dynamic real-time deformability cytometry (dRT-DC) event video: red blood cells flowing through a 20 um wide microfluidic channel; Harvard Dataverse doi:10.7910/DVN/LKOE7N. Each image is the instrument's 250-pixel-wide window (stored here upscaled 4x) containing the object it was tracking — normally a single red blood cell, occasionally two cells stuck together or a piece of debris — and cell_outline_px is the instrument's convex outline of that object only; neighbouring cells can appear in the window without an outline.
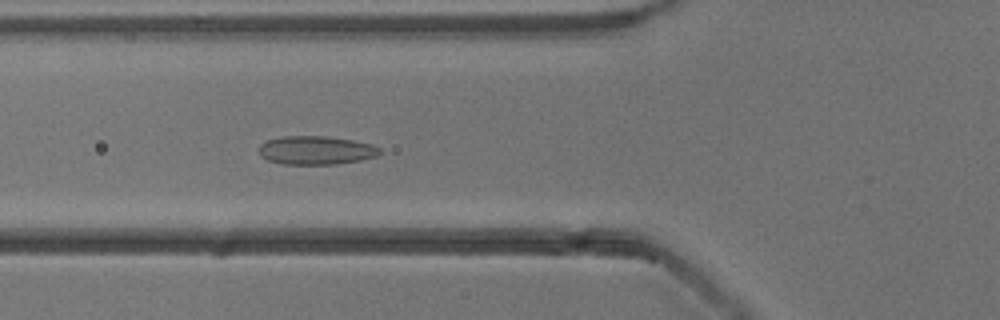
{"species": "common noctule bat (a hibernating species)", "species_latin": "Nyctalus noctula", "temperature_condition": "cold", "stored_images_in_passage": 54, "camera_frame_rate_fps": 3000, "um_per_image_px": 0.085, "animal": {"sex": "male", "body_mass_g": 13.3}, "frame": {"image": 1, "passage_image": 20, "time_ms": 6.333, "image_size_px": [1000, 320], "cell_outline_px": [[380, 152], [376, 156], [360, 160], [336, 164], [284, 164], [268, 160], [260, 156], [260, 144], [268, 140], [280, 136], [328, 136], [352, 140], [372, 144], [380, 148]], "centroid_in_image_um": [26.85, 12.77], "position_along_channel_um": 98.9, "area_um2": 20.06}}
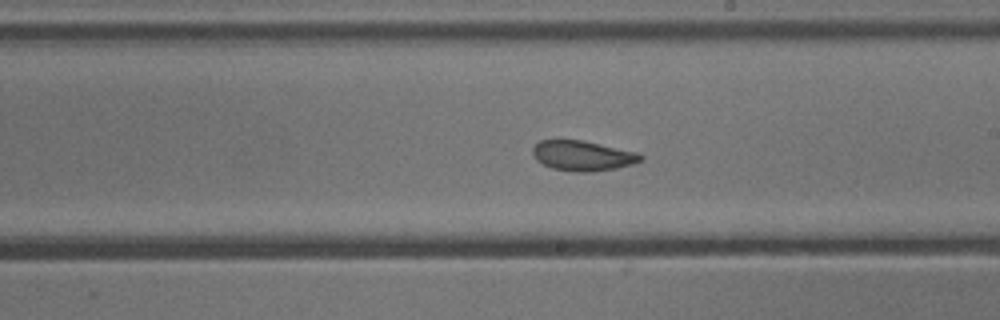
{"frame": {"image": 2, "passage_image": 31, "time_ms": 10.0, "image_size_px": [1000, 320], "cell_outline_px": [[644, 160], [632, 164], [616, 168], [592, 172], [576, 172], [552, 168], [536, 160], [532, 152], [532, 148], [540, 140], [580, 140], [636, 152], [644, 156]], "centroid_in_image_um": [49.52, 13.24], "position_along_channel_um": 239.5, "area_um2": 18.79}}
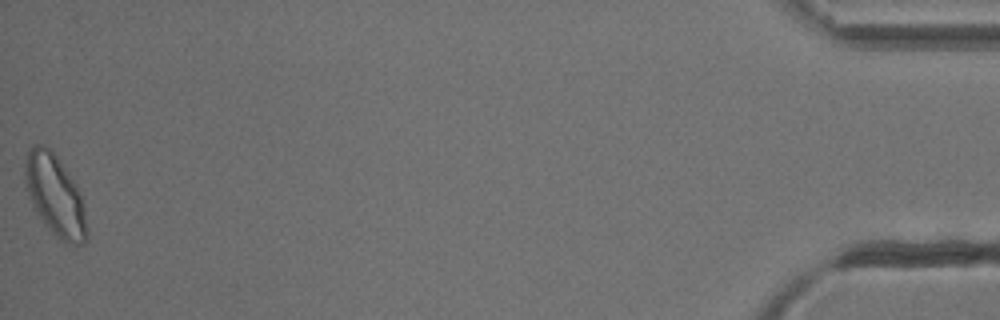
{"frame": {"image": 3, "passage_image": 54, "time_ms": 17.667, "image_size_px": [1000, 320], "cell_outline_px": [[88, 240], [84, 244], [68, 244], [60, 240], [52, 232], [32, 208], [24, 184], [24, 160], [32, 144], [44, 144], [56, 156], [68, 172], [76, 184], [80, 192], [84, 204], [88, 232]], "centroid_in_image_um": [4.67, 16.62], "position_along_channel_um": 430.5, "area_um2": 29.71}, "authors_computed_cell_mechanics": {"area_um2": 21.2704, "velocity_mm_per_s": 3.8198, "shape_relaxation_time_tau1_ms": 5.7259, "shape_relaxation_time_tau2_ms": 1.4137, "deformation_change_tau1": 0.1011, "deformation_change_tau2": 0.0757}}